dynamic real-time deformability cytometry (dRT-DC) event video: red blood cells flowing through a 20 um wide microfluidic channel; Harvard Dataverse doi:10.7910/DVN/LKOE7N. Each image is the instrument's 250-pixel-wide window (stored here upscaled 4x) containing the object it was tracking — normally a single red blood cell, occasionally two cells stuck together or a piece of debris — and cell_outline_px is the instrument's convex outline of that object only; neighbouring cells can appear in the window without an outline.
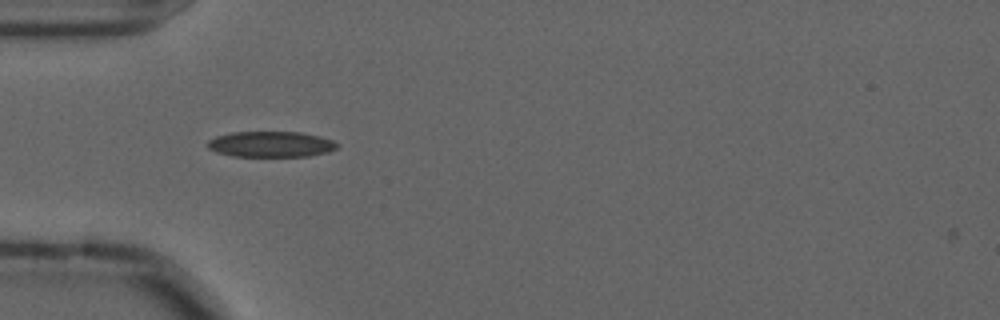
{"species": "common noctule bat (a hibernating species)", "species_latin": "Nyctalus noctula", "temperature_condition": "cold", "stored_images_in_passage": 40, "camera_frame_rate_fps": 3000, "um_per_image_px": 0.085, "animal": {"sex": "male", "forearm_length_mm": 52.5}, "frame": {"image": 1, "passage_image": 1, "time_ms": 0.0, "image_size_px": [1000, 320], "cell_outline_px": [[340, 144], [336, 148], [328, 152], [308, 156], [232, 156], [216, 152], [208, 148], [208, 140], [216, 136], [232, 132], [300, 132], [320, 136], [332, 140]], "centroid_in_image_um": [23.03, 12.26], "position_along_channel_um": 62.0, "area_um2": 19.42}}
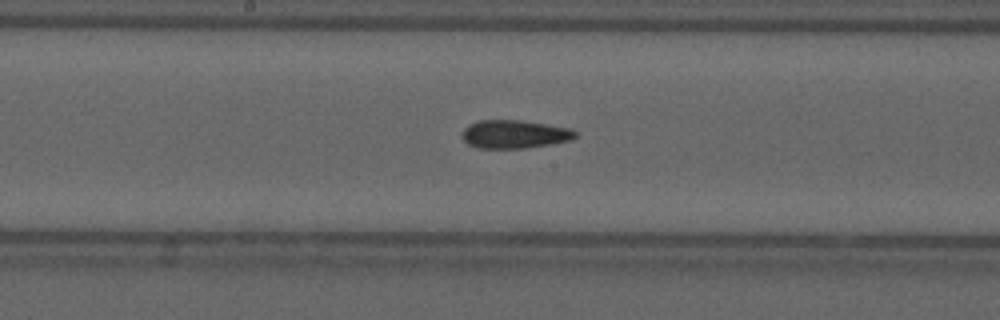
{"frame": {"image": 2, "passage_image": 13, "time_ms": 4.0, "image_size_px": [1000, 320], "cell_outline_px": [[576, 136], [572, 140], [524, 148], [476, 148], [468, 144], [460, 136], [464, 128], [468, 124], [480, 120], [520, 120], [568, 128], [576, 132]], "centroid_in_image_um": [43.66, 11.41], "position_along_channel_um": 204.5, "area_um2": 18.55}}
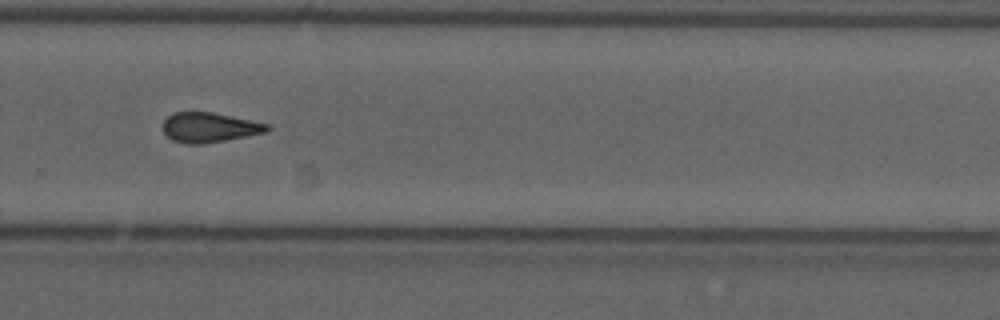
{"frame": {"image": 3, "passage_image": 22, "time_ms": 7.0, "image_size_px": [1000, 320], "cell_outline_px": [[272, 128], [268, 132], [224, 140], [200, 144], [188, 144], [172, 140], [164, 132], [164, 120], [172, 112], [212, 112], [268, 124]], "centroid_in_image_um": [17.8, 10.83], "position_along_channel_um": 312.0, "area_um2": 17.92}, "authors_computed_cell_mechanics": {"area_um2": 18.2937, "velocity_mm_per_s": 3.6026, "shape_relaxation_time_tau1_ms": null, "shape_relaxation_time_tau2_ms": 3.2796, "deformation_change_tau1": null, "deformation_change_tau2": 0.1106}}